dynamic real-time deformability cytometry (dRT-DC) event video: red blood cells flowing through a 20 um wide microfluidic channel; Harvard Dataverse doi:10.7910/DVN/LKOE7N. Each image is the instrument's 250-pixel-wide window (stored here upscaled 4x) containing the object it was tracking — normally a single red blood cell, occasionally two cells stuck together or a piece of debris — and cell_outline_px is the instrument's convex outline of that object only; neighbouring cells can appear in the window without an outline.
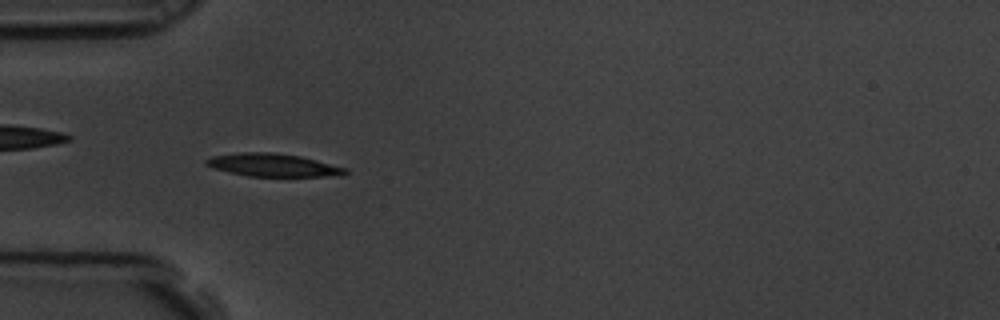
{"species": "common noctule bat (a hibernating species)", "species_latin": "Nyctalus noctula", "temperature_condition": "room temperature", "stored_images_in_passage": 59, "camera_frame_rate_fps": 3000, "um_per_image_px": 0.085, "animal": {"sex": "male", "body_mass_g": 19.5, "forearm_length_mm": 54.6}, "frame": {"image": 1, "passage_image": 18, "time_ms": 5.667, "image_size_px": [1000, 320], "cell_outline_px": [[348, 172], [344, 176], [248, 176], [212, 168], [204, 164], [204, 160], [212, 156], [240, 152], [272, 152], [300, 156], [348, 168]], "centroid_in_image_um": [23.22, 14.03], "position_along_channel_um": 61.8, "area_um2": 18.67}}
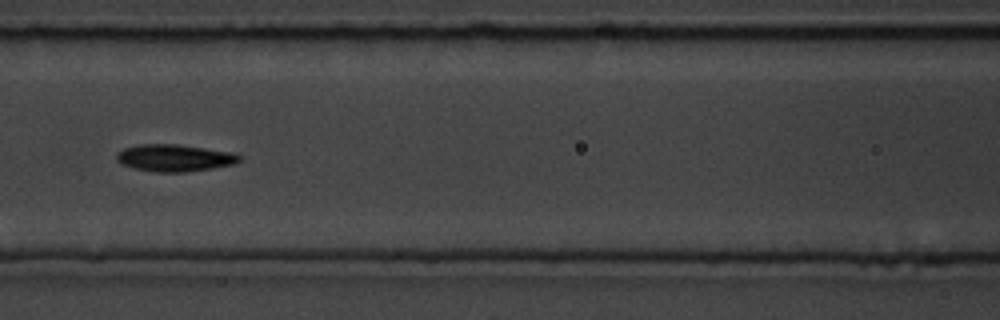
{"frame": {"image": 2, "passage_image": 26, "time_ms": 8.333, "image_size_px": [1000, 320], "cell_outline_px": [[240, 160], [236, 164], [212, 168], [184, 172], [156, 172], [132, 168], [120, 164], [116, 160], [116, 152], [124, 148], [140, 144], [176, 144], [232, 152], [240, 156]], "centroid_in_image_um": [14.79, 13.42], "position_along_channel_um": 151.8, "area_um2": 19.42}}
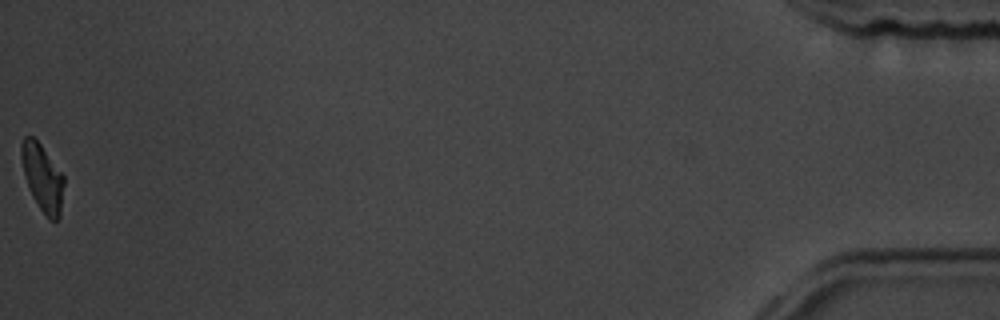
{"frame": {"image": 3, "passage_image": 59, "time_ms": 19.333, "image_size_px": [1000, 320], "cell_outline_px": [[64, 184], [60, 216], [56, 220], [48, 220], [32, 196], [24, 172], [20, 156], [20, 144], [24, 136], [32, 136], [40, 144], [64, 176]], "centroid_in_image_um": [3.61, 15.1], "position_along_channel_um": 431.6, "area_um2": 16.47}, "authors_computed_cell_mechanics": {"area_um2": 18.1492, "velocity_mm_per_s": 3.4568, "shape_relaxation_time_tau1_ms": 3.7979, "shape_relaxation_time_tau2_ms": 4.9972, "deformation_change_tau1": 0.1556, "deformation_change_tau2": 0.0966}}